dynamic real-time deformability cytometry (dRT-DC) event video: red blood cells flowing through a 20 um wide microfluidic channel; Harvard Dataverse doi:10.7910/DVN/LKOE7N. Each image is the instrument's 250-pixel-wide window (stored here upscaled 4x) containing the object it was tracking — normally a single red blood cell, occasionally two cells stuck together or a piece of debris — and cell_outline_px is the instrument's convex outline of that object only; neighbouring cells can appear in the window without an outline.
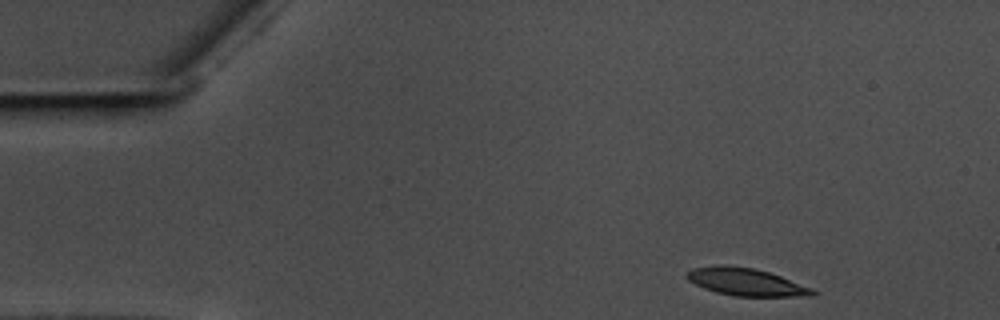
{"species": "common noctule bat (a hibernating species)", "species_latin": "Nyctalus noctula", "temperature_condition": "warm", "stored_images_in_passage": 42, "camera_frame_rate_fps": 3000, "um_per_image_px": 0.085, "animal": {"sex": "male", "body_mass_g": 17.5, "forearm_length_mm": 52.3}, "frame": {"image": 1, "passage_image": 1, "time_ms": 0.0, "image_size_px": [1000, 320], "cell_outline_px": [[820, 292], [816, 296], [732, 296], [716, 292], [704, 288], [688, 280], [688, 272], [692, 268], [716, 264], [724, 264], [752, 268], [768, 272], [780, 276], [812, 288]], "centroid_in_image_um": [63.44, 23.97], "position_along_channel_um": 21.6, "area_um2": 20.17}}
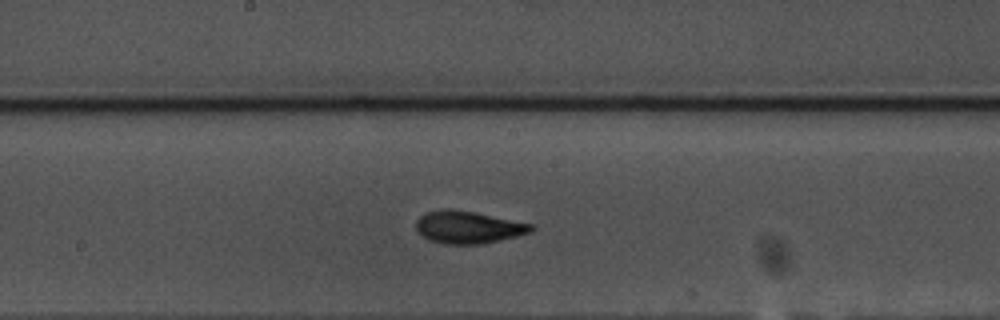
{"frame": {"image": 2, "passage_image": 24, "time_ms": 7.667, "image_size_px": [1000, 320], "cell_outline_px": [[536, 228], [532, 232], [484, 244], [444, 244], [428, 240], [416, 228], [416, 220], [420, 216], [428, 212], [444, 208], [448, 208], [476, 212], [532, 224]], "centroid_in_image_um": [39.81, 19.31], "position_along_channel_um": 208.4, "area_um2": 21.79}}
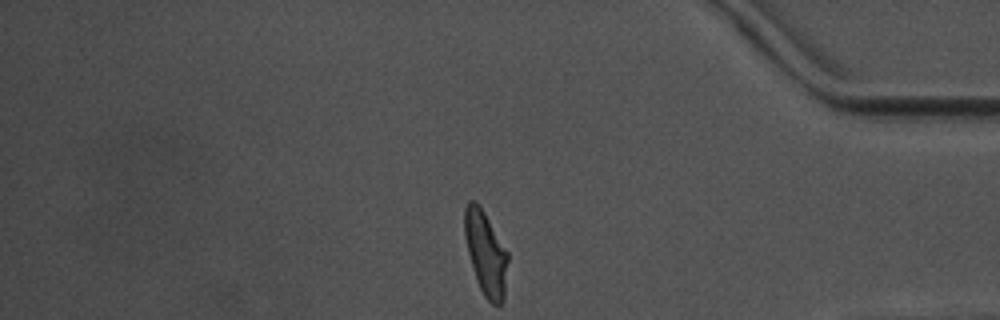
{"frame": {"image": 3, "passage_image": 42, "time_ms": 13.667, "image_size_px": [1000, 320], "cell_outline_px": [[508, 260], [504, 300], [500, 304], [492, 304], [484, 296], [476, 280], [472, 268], [464, 236], [464, 208], [468, 200], [476, 200], [484, 212], [508, 252]], "centroid_in_image_um": [41.28, 21.51], "position_along_channel_um": 393.9, "area_um2": 21.27}, "authors_computed_cell_mechanics": {"area_um2": 20.808, "velocity_mm_per_s": 3.5504, "shape_relaxation_time_tau1_ms": 2.9021, "shape_relaxation_time_tau2_ms": 1.665, "deformation_change_tau1": 0.1582, "deformation_change_tau2": 0.086}}